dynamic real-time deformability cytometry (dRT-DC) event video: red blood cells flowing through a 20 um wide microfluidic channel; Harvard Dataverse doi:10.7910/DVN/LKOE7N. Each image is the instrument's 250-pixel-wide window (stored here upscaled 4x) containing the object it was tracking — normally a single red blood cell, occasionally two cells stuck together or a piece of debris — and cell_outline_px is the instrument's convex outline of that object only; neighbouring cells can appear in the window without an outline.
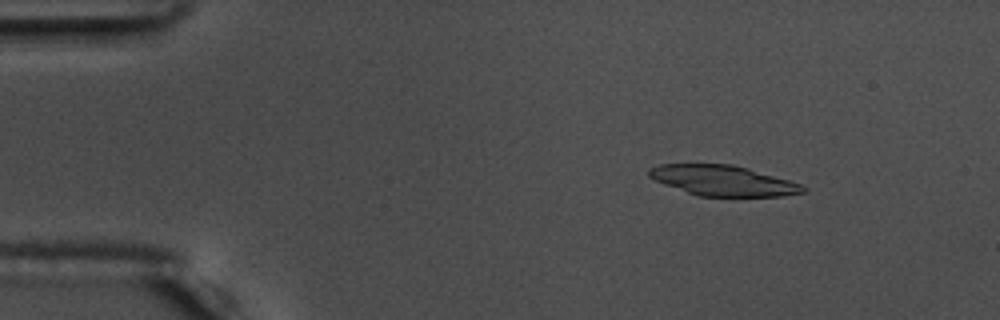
{"species": "common noctule bat (a hibernating species)", "species_latin": "Nyctalus noctula", "temperature_condition": "warm", "stored_images_in_passage": 18, "camera_frame_rate_fps": 3000, "um_per_image_px": 0.085, "animal": {"sex": "male", "body_mass_g": 17.5, "forearm_length_mm": 52.3}, "frame": {"image": 1, "passage_image": 8, "time_ms": 2.333, "image_size_px": [1000, 320], "cell_outline_px": [[808, 188], [804, 192], [784, 196], [696, 196], [656, 180], [648, 176], [648, 168], [660, 164], [732, 164], [748, 168], [788, 180], [800, 184]], "centroid_in_image_um": [61.45, 15.35], "position_along_channel_um": 23.5, "area_um2": 27.05}}